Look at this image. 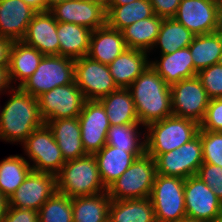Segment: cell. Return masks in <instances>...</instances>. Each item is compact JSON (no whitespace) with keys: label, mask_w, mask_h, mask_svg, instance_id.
Masks as SVG:
<instances>
[{"label":"cell","mask_w":222,"mask_h":222,"mask_svg":"<svg viewBox=\"0 0 222 222\" xmlns=\"http://www.w3.org/2000/svg\"><path fill=\"white\" fill-rule=\"evenodd\" d=\"M140 124L145 128L153 122L172 116L170 85L149 65L128 87Z\"/></svg>","instance_id":"cell-1"},{"label":"cell","mask_w":222,"mask_h":222,"mask_svg":"<svg viewBox=\"0 0 222 222\" xmlns=\"http://www.w3.org/2000/svg\"><path fill=\"white\" fill-rule=\"evenodd\" d=\"M12 95L0 111V140L25 142L26 138L44 124L40 115L38 98L13 86Z\"/></svg>","instance_id":"cell-2"},{"label":"cell","mask_w":222,"mask_h":222,"mask_svg":"<svg viewBox=\"0 0 222 222\" xmlns=\"http://www.w3.org/2000/svg\"><path fill=\"white\" fill-rule=\"evenodd\" d=\"M57 192L70 198L94 196L107 192L100 178L94 155H85L65 162L56 175Z\"/></svg>","instance_id":"cell-3"},{"label":"cell","mask_w":222,"mask_h":222,"mask_svg":"<svg viewBox=\"0 0 222 222\" xmlns=\"http://www.w3.org/2000/svg\"><path fill=\"white\" fill-rule=\"evenodd\" d=\"M200 125L190 119L166 117L145 127V153L155 159L158 155L180 148L192 140Z\"/></svg>","instance_id":"cell-4"},{"label":"cell","mask_w":222,"mask_h":222,"mask_svg":"<svg viewBox=\"0 0 222 222\" xmlns=\"http://www.w3.org/2000/svg\"><path fill=\"white\" fill-rule=\"evenodd\" d=\"M155 160L144 153L108 188L111 200L148 198L156 177Z\"/></svg>","instance_id":"cell-5"},{"label":"cell","mask_w":222,"mask_h":222,"mask_svg":"<svg viewBox=\"0 0 222 222\" xmlns=\"http://www.w3.org/2000/svg\"><path fill=\"white\" fill-rule=\"evenodd\" d=\"M75 59L61 55H44L36 71L19 88L38 98L57 86L74 82Z\"/></svg>","instance_id":"cell-6"},{"label":"cell","mask_w":222,"mask_h":222,"mask_svg":"<svg viewBox=\"0 0 222 222\" xmlns=\"http://www.w3.org/2000/svg\"><path fill=\"white\" fill-rule=\"evenodd\" d=\"M185 179L156 174L149 199L157 222H178L186 217Z\"/></svg>","instance_id":"cell-7"},{"label":"cell","mask_w":222,"mask_h":222,"mask_svg":"<svg viewBox=\"0 0 222 222\" xmlns=\"http://www.w3.org/2000/svg\"><path fill=\"white\" fill-rule=\"evenodd\" d=\"M33 161L32 171L57 175L65 164L62 151L46 123L35 129L22 144Z\"/></svg>","instance_id":"cell-8"},{"label":"cell","mask_w":222,"mask_h":222,"mask_svg":"<svg viewBox=\"0 0 222 222\" xmlns=\"http://www.w3.org/2000/svg\"><path fill=\"white\" fill-rule=\"evenodd\" d=\"M85 102L84 94L75 81L57 86L38 97L40 115L44 123L61 118L78 117Z\"/></svg>","instance_id":"cell-9"},{"label":"cell","mask_w":222,"mask_h":222,"mask_svg":"<svg viewBox=\"0 0 222 222\" xmlns=\"http://www.w3.org/2000/svg\"><path fill=\"white\" fill-rule=\"evenodd\" d=\"M172 114L200 124L210 98L197 76L183 79L170 86Z\"/></svg>","instance_id":"cell-10"},{"label":"cell","mask_w":222,"mask_h":222,"mask_svg":"<svg viewBox=\"0 0 222 222\" xmlns=\"http://www.w3.org/2000/svg\"><path fill=\"white\" fill-rule=\"evenodd\" d=\"M159 175L186 179L197 174L203 164V150L200 135L180 148L158 155L155 159Z\"/></svg>","instance_id":"cell-11"},{"label":"cell","mask_w":222,"mask_h":222,"mask_svg":"<svg viewBox=\"0 0 222 222\" xmlns=\"http://www.w3.org/2000/svg\"><path fill=\"white\" fill-rule=\"evenodd\" d=\"M74 81L86 100H100L118 89L108 65L87 55L75 59Z\"/></svg>","instance_id":"cell-12"},{"label":"cell","mask_w":222,"mask_h":222,"mask_svg":"<svg viewBox=\"0 0 222 222\" xmlns=\"http://www.w3.org/2000/svg\"><path fill=\"white\" fill-rule=\"evenodd\" d=\"M49 11L57 22L82 25L92 31L107 25L106 4L100 0H67Z\"/></svg>","instance_id":"cell-13"},{"label":"cell","mask_w":222,"mask_h":222,"mask_svg":"<svg viewBox=\"0 0 222 222\" xmlns=\"http://www.w3.org/2000/svg\"><path fill=\"white\" fill-rule=\"evenodd\" d=\"M78 119L84 151L94 155L106 145L110 128L104 106L99 100H86Z\"/></svg>","instance_id":"cell-14"},{"label":"cell","mask_w":222,"mask_h":222,"mask_svg":"<svg viewBox=\"0 0 222 222\" xmlns=\"http://www.w3.org/2000/svg\"><path fill=\"white\" fill-rule=\"evenodd\" d=\"M186 216L212 222L222 210V201L197 175L184 182Z\"/></svg>","instance_id":"cell-15"},{"label":"cell","mask_w":222,"mask_h":222,"mask_svg":"<svg viewBox=\"0 0 222 222\" xmlns=\"http://www.w3.org/2000/svg\"><path fill=\"white\" fill-rule=\"evenodd\" d=\"M57 191L56 176L31 171L22 184L9 197V207L40 210Z\"/></svg>","instance_id":"cell-16"},{"label":"cell","mask_w":222,"mask_h":222,"mask_svg":"<svg viewBox=\"0 0 222 222\" xmlns=\"http://www.w3.org/2000/svg\"><path fill=\"white\" fill-rule=\"evenodd\" d=\"M219 7L217 0H181L174 19L195 35L214 33Z\"/></svg>","instance_id":"cell-17"},{"label":"cell","mask_w":222,"mask_h":222,"mask_svg":"<svg viewBox=\"0 0 222 222\" xmlns=\"http://www.w3.org/2000/svg\"><path fill=\"white\" fill-rule=\"evenodd\" d=\"M22 41L43 55H59L57 21L49 10L35 13Z\"/></svg>","instance_id":"cell-18"},{"label":"cell","mask_w":222,"mask_h":222,"mask_svg":"<svg viewBox=\"0 0 222 222\" xmlns=\"http://www.w3.org/2000/svg\"><path fill=\"white\" fill-rule=\"evenodd\" d=\"M35 13L22 0H0V36L21 41Z\"/></svg>","instance_id":"cell-19"},{"label":"cell","mask_w":222,"mask_h":222,"mask_svg":"<svg viewBox=\"0 0 222 222\" xmlns=\"http://www.w3.org/2000/svg\"><path fill=\"white\" fill-rule=\"evenodd\" d=\"M127 49L122 31L108 25L91 32L87 56L102 64L109 65Z\"/></svg>","instance_id":"cell-20"},{"label":"cell","mask_w":222,"mask_h":222,"mask_svg":"<svg viewBox=\"0 0 222 222\" xmlns=\"http://www.w3.org/2000/svg\"><path fill=\"white\" fill-rule=\"evenodd\" d=\"M46 124L52 131L65 162L87 155L82 145L78 117L51 120Z\"/></svg>","instance_id":"cell-21"},{"label":"cell","mask_w":222,"mask_h":222,"mask_svg":"<svg viewBox=\"0 0 222 222\" xmlns=\"http://www.w3.org/2000/svg\"><path fill=\"white\" fill-rule=\"evenodd\" d=\"M152 68L168 85L197 75L189 47L179 49L170 54H161L160 60L150 61Z\"/></svg>","instance_id":"cell-22"},{"label":"cell","mask_w":222,"mask_h":222,"mask_svg":"<svg viewBox=\"0 0 222 222\" xmlns=\"http://www.w3.org/2000/svg\"><path fill=\"white\" fill-rule=\"evenodd\" d=\"M149 65L147 52L127 48L108 67L117 87L128 88Z\"/></svg>","instance_id":"cell-23"},{"label":"cell","mask_w":222,"mask_h":222,"mask_svg":"<svg viewBox=\"0 0 222 222\" xmlns=\"http://www.w3.org/2000/svg\"><path fill=\"white\" fill-rule=\"evenodd\" d=\"M144 153H129L124 149L105 145L94 156L97 160L100 178L106 188L116 181L131 164Z\"/></svg>","instance_id":"cell-24"},{"label":"cell","mask_w":222,"mask_h":222,"mask_svg":"<svg viewBox=\"0 0 222 222\" xmlns=\"http://www.w3.org/2000/svg\"><path fill=\"white\" fill-rule=\"evenodd\" d=\"M43 57L41 52L22 40L13 41L8 67L11 84L18 79L20 81L16 87L21 86L36 71Z\"/></svg>","instance_id":"cell-25"},{"label":"cell","mask_w":222,"mask_h":222,"mask_svg":"<svg viewBox=\"0 0 222 222\" xmlns=\"http://www.w3.org/2000/svg\"><path fill=\"white\" fill-rule=\"evenodd\" d=\"M92 30L82 25L57 22L59 55L77 59L89 52Z\"/></svg>","instance_id":"cell-26"},{"label":"cell","mask_w":222,"mask_h":222,"mask_svg":"<svg viewBox=\"0 0 222 222\" xmlns=\"http://www.w3.org/2000/svg\"><path fill=\"white\" fill-rule=\"evenodd\" d=\"M109 222H157L153 203L148 198L111 200Z\"/></svg>","instance_id":"cell-27"},{"label":"cell","mask_w":222,"mask_h":222,"mask_svg":"<svg viewBox=\"0 0 222 222\" xmlns=\"http://www.w3.org/2000/svg\"><path fill=\"white\" fill-rule=\"evenodd\" d=\"M99 101L104 106L110 125L140 124L128 88H118Z\"/></svg>","instance_id":"cell-28"},{"label":"cell","mask_w":222,"mask_h":222,"mask_svg":"<svg viewBox=\"0 0 222 222\" xmlns=\"http://www.w3.org/2000/svg\"><path fill=\"white\" fill-rule=\"evenodd\" d=\"M163 18L153 15L139 20L122 30L123 38L129 49L145 51L153 49Z\"/></svg>","instance_id":"cell-29"},{"label":"cell","mask_w":222,"mask_h":222,"mask_svg":"<svg viewBox=\"0 0 222 222\" xmlns=\"http://www.w3.org/2000/svg\"><path fill=\"white\" fill-rule=\"evenodd\" d=\"M110 203L108 192L72 198L73 222H108Z\"/></svg>","instance_id":"cell-30"},{"label":"cell","mask_w":222,"mask_h":222,"mask_svg":"<svg viewBox=\"0 0 222 222\" xmlns=\"http://www.w3.org/2000/svg\"><path fill=\"white\" fill-rule=\"evenodd\" d=\"M106 10L107 25L119 31L134 22L154 15L153 7L149 0H136L122 6H106Z\"/></svg>","instance_id":"cell-31"},{"label":"cell","mask_w":222,"mask_h":222,"mask_svg":"<svg viewBox=\"0 0 222 222\" xmlns=\"http://www.w3.org/2000/svg\"><path fill=\"white\" fill-rule=\"evenodd\" d=\"M188 47L194 68L199 72L218 63L222 51V36L217 32L195 35Z\"/></svg>","instance_id":"cell-32"},{"label":"cell","mask_w":222,"mask_h":222,"mask_svg":"<svg viewBox=\"0 0 222 222\" xmlns=\"http://www.w3.org/2000/svg\"><path fill=\"white\" fill-rule=\"evenodd\" d=\"M194 37L195 34L174 18L163 19L153 48L159 45L161 54H170L188 47Z\"/></svg>","instance_id":"cell-33"},{"label":"cell","mask_w":222,"mask_h":222,"mask_svg":"<svg viewBox=\"0 0 222 222\" xmlns=\"http://www.w3.org/2000/svg\"><path fill=\"white\" fill-rule=\"evenodd\" d=\"M32 171L30 162L20 155L9 156L0 161V191L9 197Z\"/></svg>","instance_id":"cell-34"},{"label":"cell","mask_w":222,"mask_h":222,"mask_svg":"<svg viewBox=\"0 0 222 222\" xmlns=\"http://www.w3.org/2000/svg\"><path fill=\"white\" fill-rule=\"evenodd\" d=\"M141 124L110 125L106 136V144L124 149L129 153H145V138H139ZM142 142H141V141Z\"/></svg>","instance_id":"cell-35"},{"label":"cell","mask_w":222,"mask_h":222,"mask_svg":"<svg viewBox=\"0 0 222 222\" xmlns=\"http://www.w3.org/2000/svg\"><path fill=\"white\" fill-rule=\"evenodd\" d=\"M39 222H73L72 198L55 192L38 211Z\"/></svg>","instance_id":"cell-36"},{"label":"cell","mask_w":222,"mask_h":222,"mask_svg":"<svg viewBox=\"0 0 222 222\" xmlns=\"http://www.w3.org/2000/svg\"><path fill=\"white\" fill-rule=\"evenodd\" d=\"M203 150V163L222 167V132L199 130Z\"/></svg>","instance_id":"cell-37"},{"label":"cell","mask_w":222,"mask_h":222,"mask_svg":"<svg viewBox=\"0 0 222 222\" xmlns=\"http://www.w3.org/2000/svg\"><path fill=\"white\" fill-rule=\"evenodd\" d=\"M196 76L210 99L222 98V65L213 64L197 72Z\"/></svg>","instance_id":"cell-38"},{"label":"cell","mask_w":222,"mask_h":222,"mask_svg":"<svg viewBox=\"0 0 222 222\" xmlns=\"http://www.w3.org/2000/svg\"><path fill=\"white\" fill-rule=\"evenodd\" d=\"M222 201V167L203 163L196 174Z\"/></svg>","instance_id":"cell-39"},{"label":"cell","mask_w":222,"mask_h":222,"mask_svg":"<svg viewBox=\"0 0 222 222\" xmlns=\"http://www.w3.org/2000/svg\"><path fill=\"white\" fill-rule=\"evenodd\" d=\"M199 130L222 132V98L210 99Z\"/></svg>","instance_id":"cell-40"},{"label":"cell","mask_w":222,"mask_h":222,"mask_svg":"<svg viewBox=\"0 0 222 222\" xmlns=\"http://www.w3.org/2000/svg\"><path fill=\"white\" fill-rule=\"evenodd\" d=\"M2 222H39V214L35 209L8 207Z\"/></svg>","instance_id":"cell-41"},{"label":"cell","mask_w":222,"mask_h":222,"mask_svg":"<svg viewBox=\"0 0 222 222\" xmlns=\"http://www.w3.org/2000/svg\"><path fill=\"white\" fill-rule=\"evenodd\" d=\"M155 15L163 19L174 18L181 0H149Z\"/></svg>","instance_id":"cell-42"},{"label":"cell","mask_w":222,"mask_h":222,"mask_svg":"<svg viewBox=\"0 0 222 222\" xmlns=\"http://www.w3.org/2000/svg\"><path fill=\"white\" fill-rule=\"evenodd\" d=\"M13 40L8 37L0 36V68L9 67L10 49Z\"/></svg>","instance_id":"cell-43"},{"label":"cell","mask_w":222,"mask_h":222,"mask_svg":"<svg viewBox=\"0 0 222 222\" xmlns=\"http://www.w3.org/2000/svg\"><path fill=\"white\" fill-rule=\"evenodd\" d=\"M13 87L11 86L10 78H9V71L8 67H1L0 68V93H3L2 91H6V89L9 91Z\"/></svg>","instance_id":"cell-44"},{"label":"cell","mask_w":222,"mask_h":222,"mask_svg":"<svg viewBox=\"0 0 222 222\" xmlns=\"http://www.w3.org/2000/svg\"><path fill=\"white\" fill-rule=\"evenodd\" d=\"M36 12L48 11L46 8L45 0H22Z\"/></svg>","instance_id":"cell-45"},{"label":"cell","mask_w":222,"mask_h":222,"mask_svg":"<svg viewBox=\"0 0 222 222\" xmlns=\"http://www.w3.org/2000/svg\"><path fill=\"white\" fill-rule=\"evenodd\" d=\"M9 207L8 198L0 191V222H2L6 216Z\"/></svg>","instance_id":"cell-46"},{"label":"cell","mask_w":222,"mask_h":222,"mask_svg":"<svg viewBox=\"0 0 222 222\" xmlns=\"http://www.w3.org/2000/svg\"><path fill=\"white\" fill-rule=\"evenodd\" d=\"M136 0H109V2L106 4V6H122L131 2H134Z\"/></svg>","instance_id":"cell-47"},{"label":"cell","mask_w":222,"mask_h":222,"mask_svg":"<svg viewBox=\"0 0 222 222\" xmlns=\"http://www.w3.org/2000/svg\"><path fill=\"white\" fill-rule=\"evenodd\" d=\"M216 32L222 36V6L219 7L218 20H217V30Z\"/></svg>","instance_id":"cell-48"},{"label":"cell","mask_w":222,"mask_h":222,"mask_svg":"<svg viewBox=\"0 0 222 222\" xmlns=\"http://www.w3.org/2000/svg\"><path fill=\"white\" fill-rule=\"evenodd\" d=\"M64 1H67V0H45L46 8L47 10H50L55 5L59 3H63Z\"/></svg>","instance_id":"cell-49"},{"label":"cell","mask_w":222,"mask_h":222,"mask_svg":"<svg viewBox=\"0 0 222 222\" xmlns=\"http://www.w3.org/2000/svg\"><path fill=\"white\" fill-rule=\"evenodd\" d=\"M178 222H207V221L197 220V219L190 218V217L186 216V217L180 219Z\"/></svg>","instance_id":"cell-50"},{"label":"cell","mask_w":222,"mask_h":222,"mask_svg":"<svg viewBox=\"0 0 222 222\" xmlns=\"http://www.w3.org/2000/svg\"><path fill=\"white\" fill-rule=\"evenodd\" d=\"M212 222H222V210L219 215Z\"/></svg>","instance_id":"cell-51"},{"label":"cell","mask_w":222,"mask_h":222,"mask_svg":"<svg viewBox=\"0 0 222 222\" xmlns=\"http://www.w3.org/2000/svg\"><path fill=\"white\" fill-rule=\"evenodd\" d=\"M218 64L222 65V51H221V54L219 56Z\"/></svg>","instance_id":"cell-52"},{"label":"cell","mask_w":222,"mask_h":222,"mask_svg":"<svg viewBox=\"0 0 222 222\" xmlns=\"http://www.w3.org/2000/svg\"><path fill=\"white\" fill-rule=\"evenodd\" d=\"M219 6H222V0H217Z\"/></svg>","instance_id":"cell-53"},{"label":"cell","mask_w":222,"mask_h":222,"mask_svg":"<svg viewBox=\"0 0 222 222\" xmlns=\"http://www.w3.org/2000/svg\"><path fill=\"white\" fill-rule=\"evenodd\" d=\"M100 1L104 2L105 4L109 2V0H100Z\"/></svg>","instance_id":"cell-54"}]
</instances>
